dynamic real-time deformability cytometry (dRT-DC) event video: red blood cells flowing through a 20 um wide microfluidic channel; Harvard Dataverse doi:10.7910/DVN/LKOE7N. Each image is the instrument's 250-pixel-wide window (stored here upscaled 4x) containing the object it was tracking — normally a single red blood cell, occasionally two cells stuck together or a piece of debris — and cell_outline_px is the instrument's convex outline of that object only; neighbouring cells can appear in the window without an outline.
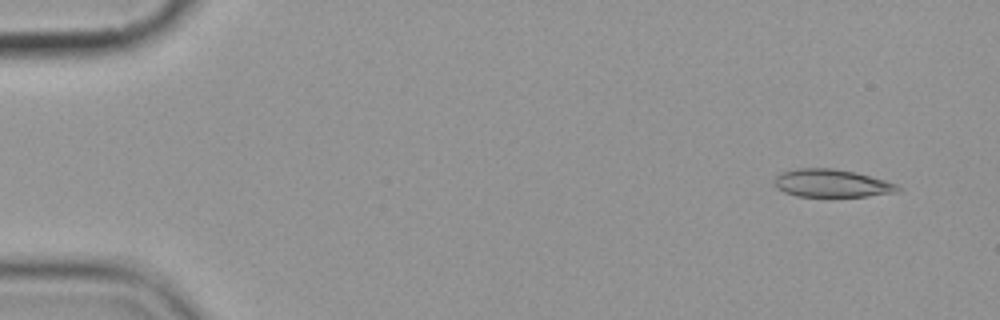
{"species": "common noctule bat (a hibernating species)", "species_latin": "Nyctalus noctula", "temperature_condition": "cold", "stored_images_in_passage": 9, "camera_frame_rate_fps": 3000, "um_per_image_px": 0.085, "animal": {"sex": "female", "body_mass_g": 19.9}, "frame": {"image": 1, "passage_image": 1, "time_ms": 0.0, "image_size_px": [1000, 320], "cell_outline_px": [[900, 188], [896, 192], [868, 196], [796, 196], [784, 192], [776, 188], [772, 180], [780, 172], [796, 168], [832, 168], [852, 172], [884, 180], [896, 184]], "centroid_in_image_um": [70.6, 15.57], "position_along_channel_um": 14.4, "area_um2": 19.88}}
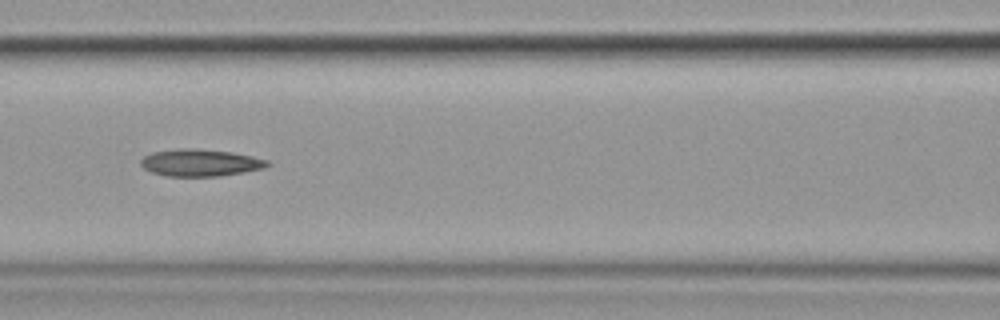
{"frame": {"image": 2, "passage_image": 7, "time_ms": 7.0, "image_size_px": [1000, 320], "cell_outline_px": [[272, 164], [264, 168], [244, 172], [220, 176], [168, 176], [152, 172], [144, 168], [140, 164], [140, 160], [144, 156], [152, 152], [176, 148], [196, 148], [232, 152], [252, 156], [268, 160]], "centroid_in_image_um": [17.03, 13.82], "position_along_channel_um": 149.6, "area_um2": 20.11}}
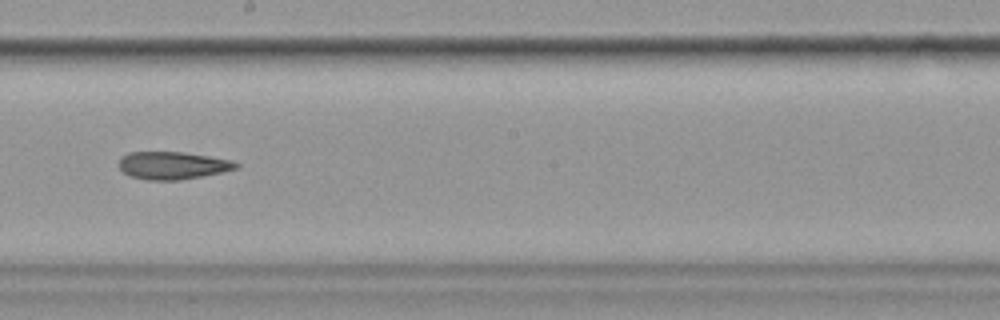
{"frame": {"image": 3, "passage_image": 9, "time_ms": 9.333, "image_size_px": [1000, 320], "cell_outline_px": [[240, 168], [180, 180], [148, 180], [128, 176], [120, 168], [120, 156], [128, 152], [184, 152], [232, 160], [240, 164]], "centroid_in_image_um": [14.67, 14.06], "position_along_channel_um": 233.5, "area_um2": 18.84}}